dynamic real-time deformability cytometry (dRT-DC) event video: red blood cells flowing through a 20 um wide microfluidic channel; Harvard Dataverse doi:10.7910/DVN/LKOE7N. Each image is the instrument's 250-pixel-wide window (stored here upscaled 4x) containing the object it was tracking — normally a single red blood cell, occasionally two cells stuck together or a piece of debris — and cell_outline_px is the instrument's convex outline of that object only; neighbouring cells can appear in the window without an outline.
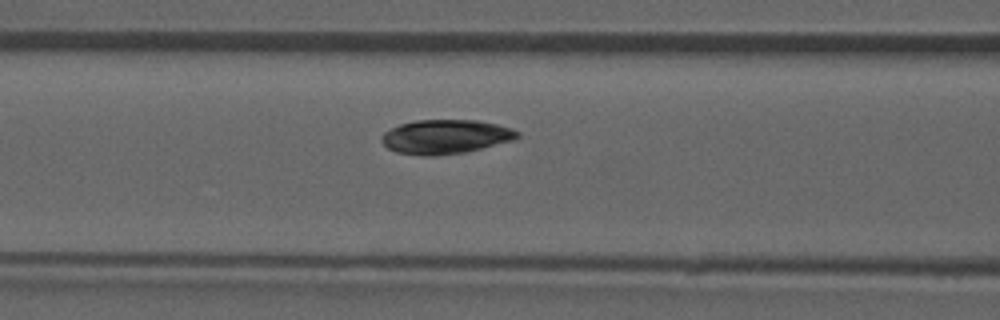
{"species": "common noctule bat (a hibernating species)", "species_latin": "Nyctalus noctula", "temperature_condition": "room temperature", "stored_images_in_passage": 50, "camera_frame_rate_fps": 3000, "um_per_image_px": 0.085, "animal": {"sex": "male", "forearm_length_mm": 52.5}, "frame": {"image": 1, "passage_image": 22, "time_ms": 7.0, "image_size_px": [1000, 320], "cell_outline_px": [[520, 136], [516, 140], [464, 152], [436, 156], [424, 156], [396, 152], [388, 148], [380, 140], [380, 136], [384, 132], [400, 124], [416, 120], [476, 120], [496, 124], [512, 128], [520, 132]], "centroid_in_image_um": [37.88, 11.62], "position_along_channel_um": 128.7, "area_um2": 27.17}}